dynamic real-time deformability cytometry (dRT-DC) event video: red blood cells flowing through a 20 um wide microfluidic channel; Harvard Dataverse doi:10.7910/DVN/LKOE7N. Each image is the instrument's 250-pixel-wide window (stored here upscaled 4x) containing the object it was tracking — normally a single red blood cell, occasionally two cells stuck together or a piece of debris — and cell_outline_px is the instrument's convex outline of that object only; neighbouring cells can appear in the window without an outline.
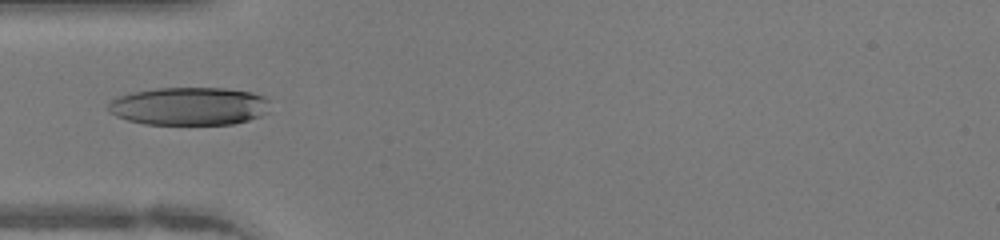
{"species": "human", "species_latin": "Homo sapiens", "temperature_condition": "warm", "stored_images_in_passage": 11, "camera_frame_rate_fps": 3000, "um_per_image_px": 0.085, "donor": {"sex": "female"}, "frame": {"image": 1, "passage_image": 1, "time_ms": 0.0, "image_size_px": [1000, 240], "cell_outline_px": [[268, 112], [260, 116], [248, 120], [232, 124], [144, 124], [128, 120], [116, 116], [108, 112], [108, 104], [116, 96], [132, 92], [156, 88], [224, 88], [252, 92], [264, 96], [268, 100]], "centroid_in_image_um": [16.06, 9.02], "position_along_channel_um": 68.9, "area_um2": 36.01}}
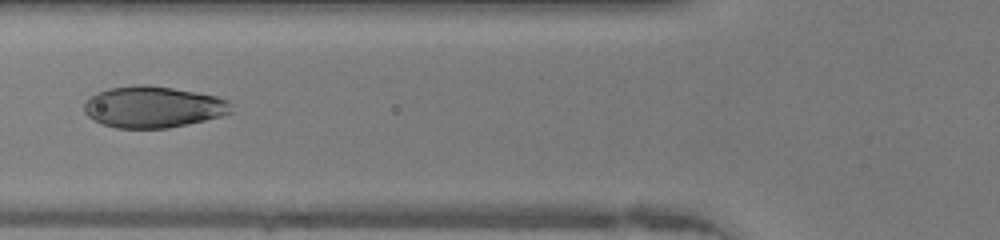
{"frame": {"image": 2, "passage_image": 4, "time_ms": 1.0, "image_size_px": [1000, 240], "cell_outline_px": [[232, 112], [220, 116], [204, 120], [168, 128], [116, 128], [100, 124], [88, 116], [84, 112], [84, 104], [92, 96], [108, 88], [140, 84], [144, 84], [172, 88], [196, 92], [216, 96], [228, 100]], "centroid_in_image_um": [12.99, 9.09], "position_along_channel_um": 112.8, "area_um2": 35.26}}